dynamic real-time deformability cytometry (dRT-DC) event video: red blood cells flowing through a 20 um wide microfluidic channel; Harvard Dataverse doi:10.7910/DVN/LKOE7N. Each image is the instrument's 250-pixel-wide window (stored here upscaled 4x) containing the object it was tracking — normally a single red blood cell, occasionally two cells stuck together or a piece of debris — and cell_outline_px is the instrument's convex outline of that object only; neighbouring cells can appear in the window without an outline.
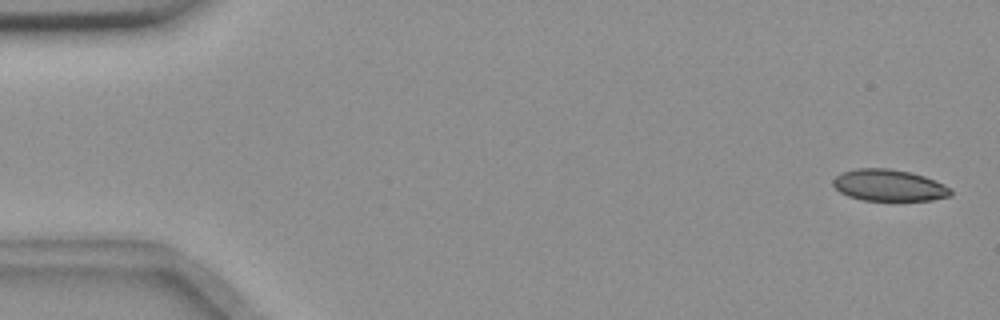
{"species": "common noctule bat (a hibernating species)", "species_latin": "Nyctalus noctula", "temperature_condition": "room temperature", "stored_images_in_passage": 56, "camera_frame_rate_fps": 3000, "um_per_image_px": 0.085, "animal": {"sex": "female", "body_mass_g": 18.4}, "frame": {"image": 1, "passage_image": 2, "time_ms": 0.333, "image_size_px": [1000, 320], "cell_outline_px": [[952, 196], [932, 200], [860, 200], [848, 196], [840, 192], [832, 184], [832, 180], [840, 172], [856, 168], [888, 168], [908, 172], [924, 176], [944, 184], [952, 188]], "centroid_in_image_um": [75.55, 15.75], "position_along_channel_um": 9.4, "area_um2": 21.79}}
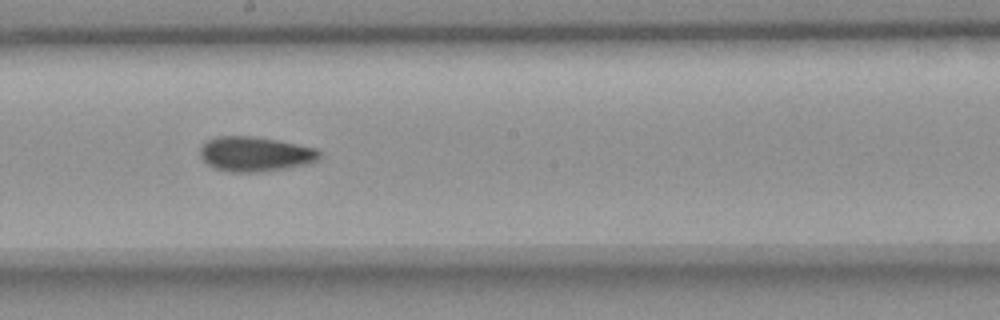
{"frame": {"image": 2, "passage_image": 31, "time_ms": 10.0, "image_size_px": [1000, 320], "cell_outline_px": [[320, 160], [308, 164], [288, 168], [264, 172], [232, 172], [216, 168], [208, 164], [200, 156], [200, 148], [208, 140], [216, 136], [252, 136], [276, 140], [316, 148], [320, 152]], "centroid_in_image_um": [21.72, 13.1], "position_along_channel_um": 226.5, "area_um2": 24.22}}
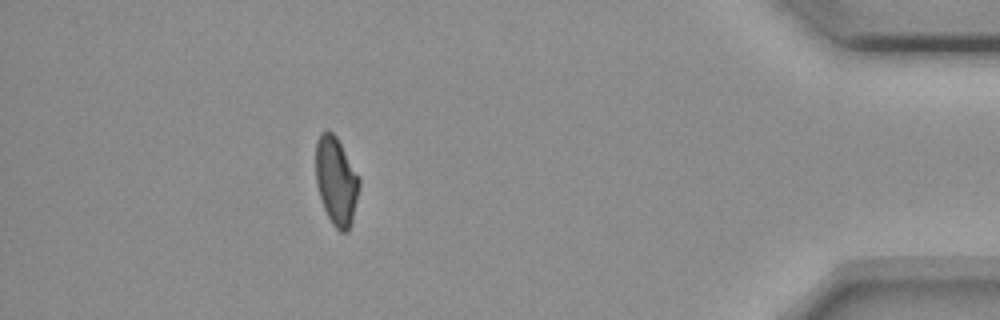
{"frame": {"image": 3, "passage_image": 50, "time_ms": 16.333, "image_size_px": [1000, 320], "cell_outline_px": [[360, 184], [352, 220], [348, 232], [340, 232], [332, 224], [324, 208], [316, 184], [316, 140], [320, 132], [328, 128], [336, 136], [360, 176]], "centroid_in_image_um": [28.58, 15.34], "position_along_channel_um": 406.6, "area_um2": 22.48}, "authors_computed_cell_mechanics": {"area_um2": 23.12, "velocity_mm_per_s": 3.6521, "shape_relaxation_time_tau1_ms": 10.4083, "shape_relaxation_time_tau2_ms": 3.9178, "deformation_change_tau1": 0.1854, "deformation_change_tau2": 0.0835}}